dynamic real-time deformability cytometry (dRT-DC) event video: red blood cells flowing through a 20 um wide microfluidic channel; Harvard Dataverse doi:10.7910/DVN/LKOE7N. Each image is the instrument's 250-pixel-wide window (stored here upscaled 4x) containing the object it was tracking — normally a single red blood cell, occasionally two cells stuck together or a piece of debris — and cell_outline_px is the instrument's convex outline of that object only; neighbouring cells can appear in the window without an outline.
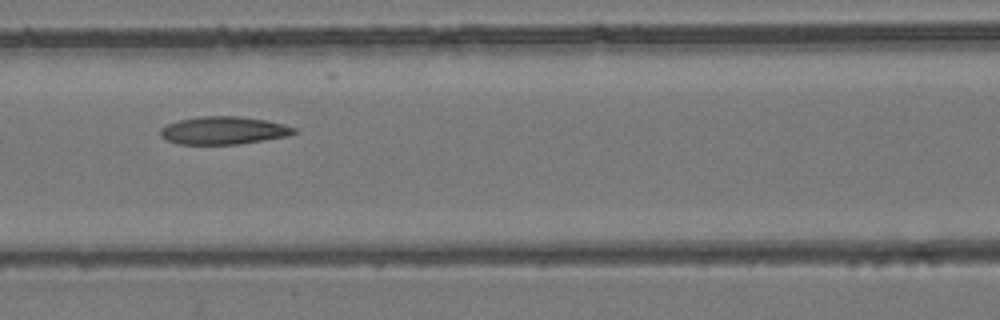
{"species": "common noctule bat (a hibernating species)", "species_latin": "Nyctalus noctula", "temperature_condition": "room temperature", "stored_images_in_passage": 9, "camera_frame_rate_fps": 3000, "um_per_image_px": 0.085, "animal": {"sex": "female", "body_mass_g": 24.6, "forearm_length_mm": 56.2}, "frame": {"image": 1, "passage_image": 6, "time_ms": 5.667, "image_size_px": [1000, 320], "cell_outline_px": [[296, 132], [288, 136], [240, 144], [176, 144], [164, 140], [160, 136], [160, 128], [168, 124], [180, 120], [200, 116], [240, 116], [264, 120], [284, 124], [296, 128]], "centroid_in_image_um": [18.98, 11.09], "position_along_channel_um": 147.6, "area_um2": 21.73}}
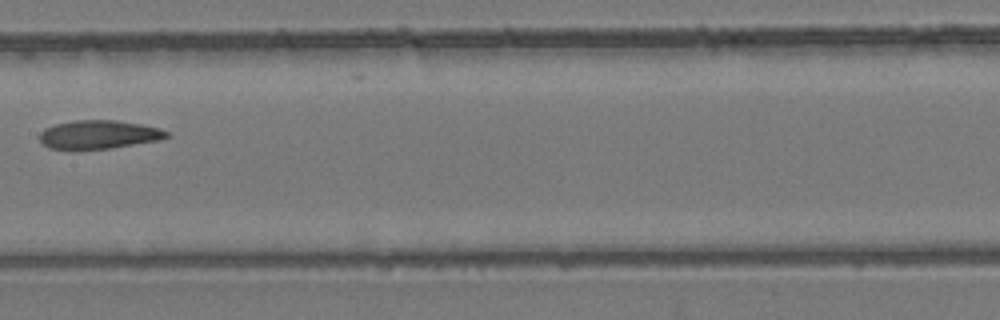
{"frame": {"image": 2, "passage_image": 7, "time_ms": 7.0, "image_size_px": [1000, 320], "cell_outline_px": [[168, 136], [160, 140], [108, 148], [48, 148], [40, 140], [40, 132], [44, 128], [56, 124], [76, 120], [116, 120], [140, 124], [160, 128], [168, 132]], "centroid_in_image_um": [8.41, 11.42], "position_along_channel_um": 199.0, "area_um2": 20.69}}
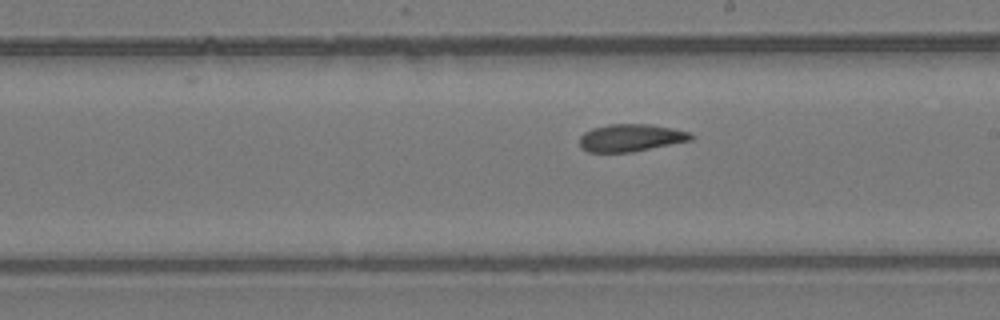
{"frame": {"image": 3, "passage_image": 9, "time_ms": 10.333, "image_size_px": [1000, 320], "cell_outline_px": [[696, 136], [692, 140], [632, 152], [588, 152], [580, 148], [580, 136], [584, 132], [592, 128], [608, 124], [652, 124], [672, 128], [688, 132]], "centroid_in_image_um": [53.61, 11.71], "position_along_channel_um": 235.4, "area_um2": 17.92}}